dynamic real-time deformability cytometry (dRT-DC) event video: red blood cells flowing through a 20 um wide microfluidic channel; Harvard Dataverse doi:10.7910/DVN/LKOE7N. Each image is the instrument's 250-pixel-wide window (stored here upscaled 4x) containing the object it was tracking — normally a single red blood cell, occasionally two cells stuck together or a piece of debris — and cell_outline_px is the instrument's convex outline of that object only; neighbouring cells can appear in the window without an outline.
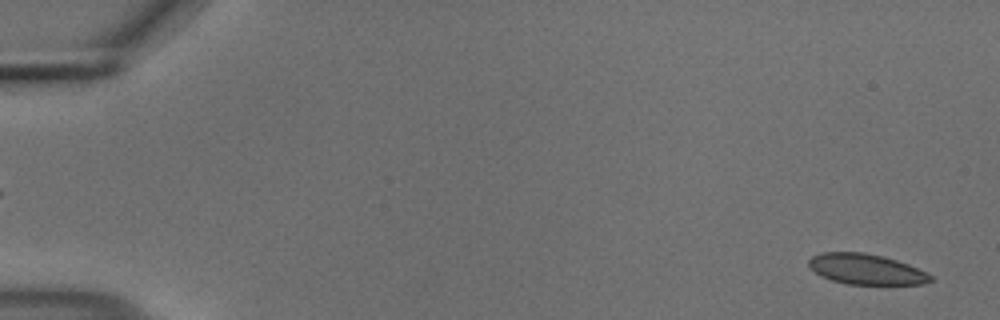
{"species": "common noctule bat (a hibernating species)", "species_latin": "Nyctalus noctula", "temperature_condition": "cold", "stored_images_in_passage": 13, "camera_frame_rate_fps": 3000, "um_per_image_px": 0.085, "animal": {"sex": "male", "body_mass_g": 18.8}, "frame": {"image": 1, "passage_image": 2, "time_ms": 0.333, "image_size_px": [1000, 320], "cell_outline_px": [[932, 280], [924, 284], [848, 284], [832, 280], [820, 276], [808, 264], [808, 260], [812, 256], [820, 252], [864, 252], [884, 256], [908, 264], [932, 276]], "centroid_in_image_um": [73.59, 22.87], "position_along_channel_um": 11.4, "area_um2": 21.5}}